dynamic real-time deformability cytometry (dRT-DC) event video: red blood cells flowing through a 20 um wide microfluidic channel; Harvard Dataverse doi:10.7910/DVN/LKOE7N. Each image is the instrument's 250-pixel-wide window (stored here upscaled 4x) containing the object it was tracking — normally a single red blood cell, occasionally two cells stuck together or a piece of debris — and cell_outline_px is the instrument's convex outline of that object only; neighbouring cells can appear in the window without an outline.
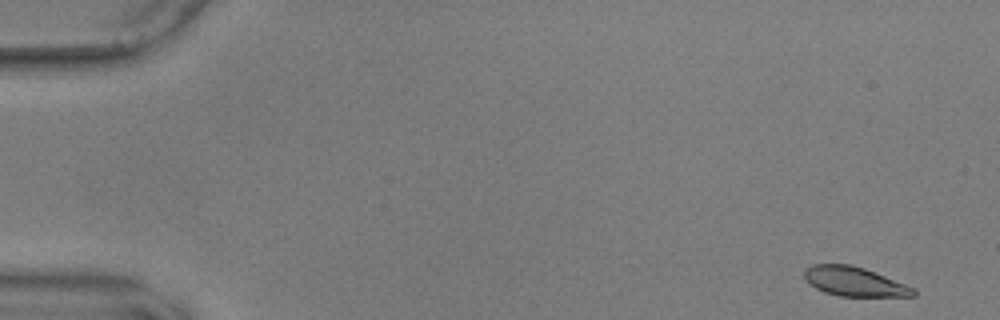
{"species": "common noctule bat (a hibernating species)", "species_latin": "Nyctalus noctula", "temperature_condition": "warm", "stored_images_in_passage": 54, "camera_frame_rate_fps": 3000, "um_per_image_px": 0.085, "animal": {"sex": "male", "body_mass_g": 17.9, "forearm_length_mm": 54.2}, "frame": {"image": 1, "passage_image": 1, "time_ms": 0.0, "image_size_px": [1000, 320], "cell_outline_px": [[916, 296], [840, 296], [824, 292], [808, 284], [804, 276], [804, 268], [812, 264], [848, 264], [864, 268], [916, 288]], "centroid_in_image_um": [72.6, 23.93], "position_along_channel_um": 12.4, "area_um2": 18.67}}
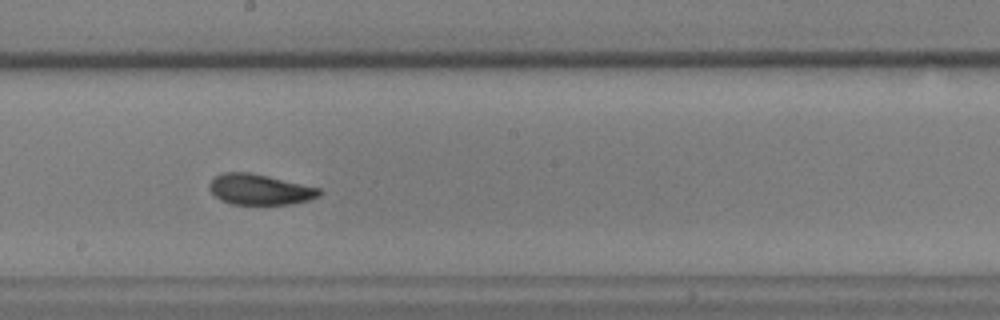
{"frame": {"image": 2, "passage_image": 30, "time_ms": 9.667, "image_size_px": [1000, 320], "cell_outline_px": [[324, 192], [320, 196], [308, 200], [292, 204], [232, 204], [220, 200], [208, 188], [208, 184], [216, 176], [224, 172], [248, 172], [268, 176], [320, 188]], "centroid_in_image_um": [22.1, 16.11], "position_along_channel_um": 226.1, "area_um2": 19.59}}
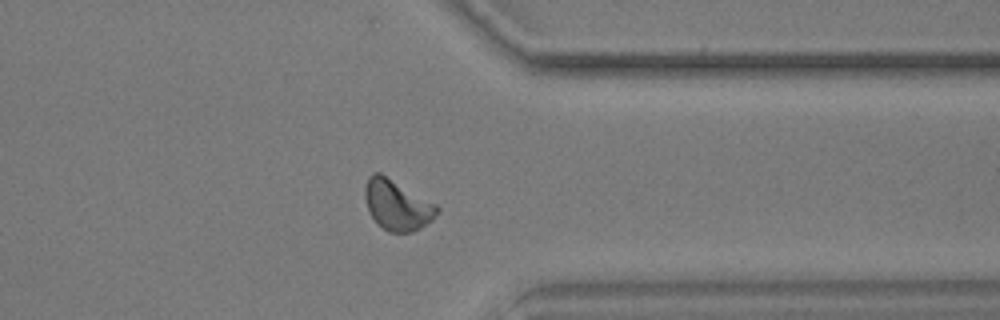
{"frame": {"image": 3, "passage_image": 43, "time_ms": 14.0, "image_size_px": [1000, 320], "cell_outline_px": [[440, 208], [432, 220], [420, 228], [412, 232], [388, 232], [368, 212], [364, 196], [364, 188], [368, 176], [372, 172], [380, 172], [436, 204]], "centroid_in_image_um": [33.73, 17.4], "position_along_channel_um": 377.7, "area_um2": 21.04}, "authors_computed_cell_mechanics": {"area_um2": 19.941, "velocity_mm_per_s": 3.5876, "shape_relaxation_time_tau1_ms": 3.8464, "shape_relaxation_time_tau2_ms": 1.6142, "deformation_change_tau1": 0.1316, "deformation_change_tau2": 0.0636}}